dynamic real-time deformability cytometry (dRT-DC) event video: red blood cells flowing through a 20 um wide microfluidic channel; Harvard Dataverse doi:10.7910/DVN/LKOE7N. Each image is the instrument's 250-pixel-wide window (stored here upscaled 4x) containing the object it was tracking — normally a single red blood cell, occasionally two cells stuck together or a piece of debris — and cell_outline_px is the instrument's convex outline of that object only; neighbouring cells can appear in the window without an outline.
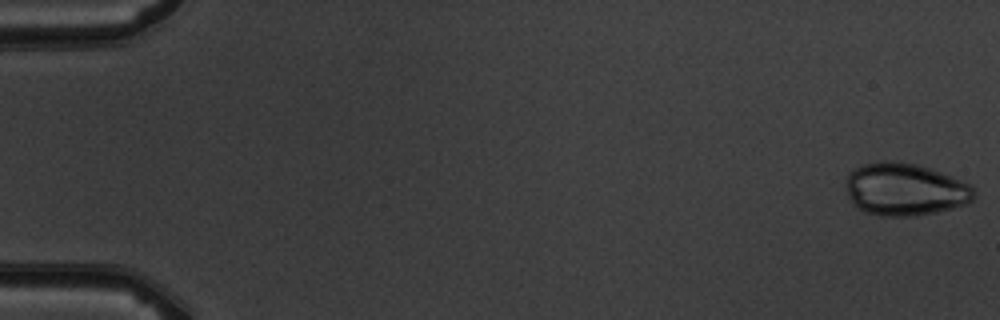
{"species": "common noctule bat (a hibernating species)", "species_latin": "Nyctalus noctula", "temperature_condition": "warm", "stored_images_in_passage": 6, "camera_frame_rate_fps": 3000, "um_per_image_px": 0.085, "animal": {"sex": "male", "body_mass_g": 19.5, "forearm_length_mm": 54.6}, "frame": {"image": 1, "passage_image": 1, "time_ms": 0.0, "image_size_px": [1000, 320], "cell_outline_px": [[976, 196], [968, 204], [936, 212], [916, 216], [880, 216], [864, 212], [852, 204], [848, 196], [844, 180], [848, 172], [864, 164], [884, 160], [916, 164], [940, 172], [972, 184], [976, 192]], "centroid_in_image_um": [76.91, 16.11], "position_along_channel_um": 8.1, "area_um2": 39.65}}